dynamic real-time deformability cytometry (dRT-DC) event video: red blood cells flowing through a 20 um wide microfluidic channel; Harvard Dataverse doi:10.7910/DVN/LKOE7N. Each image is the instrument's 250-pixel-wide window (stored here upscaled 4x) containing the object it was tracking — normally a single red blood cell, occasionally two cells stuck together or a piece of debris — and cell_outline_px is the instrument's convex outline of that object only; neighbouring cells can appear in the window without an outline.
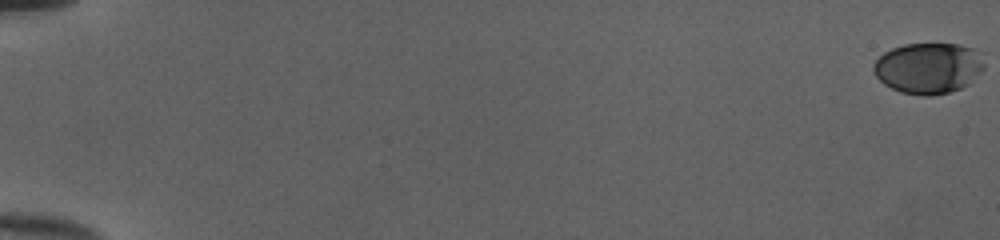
{"species": "human", "species_latin": "Homo sapiens", "temperature_condition": "cold", "stored_images_in_passage": 54, "camera_frame_rate_fps": 3000, "um_per_image_px": 0.085, "donor": {"sex": "female"}, "frame": {"image": 1, "passage_image": 1, "time_ms": 0.0, "image_size_px": [1000, 240], "cell_outline_px": [[984, 68], [968, 84], [960, 88], [948, 92], [928, 96], [924, 96], [900, 92], [884, 84], [876, 76], [872, 68], [872, 64], [884, 52], [892, 48], [904, 44], [960, 44], [972, 48], [984, 64]], "centroid_in_image_um": [78.86, 5.79], "position_along_channel_um": 6.1, "area_um2": 32.54}}
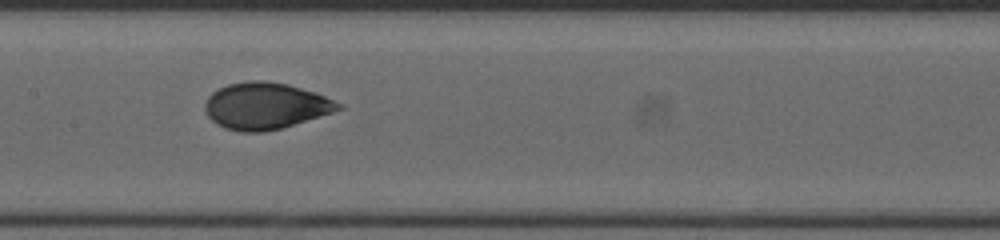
{"frame": {"image": 2, "passage_image": 30, "time_ms": 9.667, "image_size_px": [1000, 240], "cell_outline_px": [[344, 108], [332, 112], [280, 128], [264, 132], [240, 132], [224, 128], [216, 124], [208, 116], [204, 108], [204, 104], [208, 96], [212, 92], [228, 84], [248, 80], [264, 80], [288, 84], [316, 92], [344, 104]], "centroid_in_image_um": [22.55, 8.99], "position_along_channel_um": 184.8, "area_um2": 36.3}}
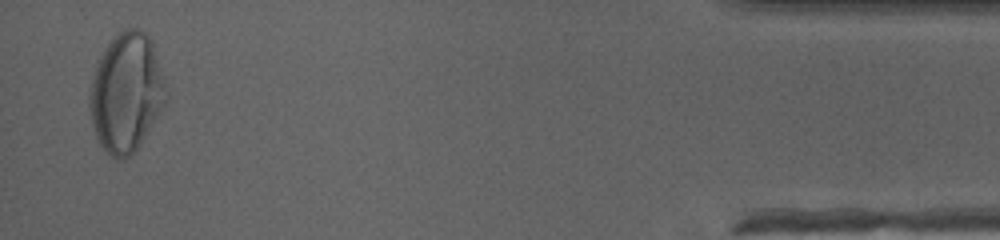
{"frame": {"image": 3, "passage_image": 53, "time_ms": 17.333, "image_size_px": [1000, 240], "cell_outline_px": [[168, 100], [140, 144], [128, 156], [116, 160], [108, 156], [100, 144], [92, 128], [88, 108], [88, 96], [92, 76], [96, 60], [112, 36], [124, 28], [140, 28], [148, 36], [152, 44], [168, 92]], "centroid_in_image_um": [10.69, 7.86], "position_along_channel_um": 424.5, "area_um2": 53.58}, "authors_computed_cell_mechanics": {"area_um2": 35.6915, "velocity_mm_per_s": 4.0117, "shape_relaxation_time_tau1_ms": 3.9443, "shape_relaxation_time_tau2_ms": 0.5973, "deformation_change_tau1": 0.1528, "deformation_change_tau2": 0.0402}}